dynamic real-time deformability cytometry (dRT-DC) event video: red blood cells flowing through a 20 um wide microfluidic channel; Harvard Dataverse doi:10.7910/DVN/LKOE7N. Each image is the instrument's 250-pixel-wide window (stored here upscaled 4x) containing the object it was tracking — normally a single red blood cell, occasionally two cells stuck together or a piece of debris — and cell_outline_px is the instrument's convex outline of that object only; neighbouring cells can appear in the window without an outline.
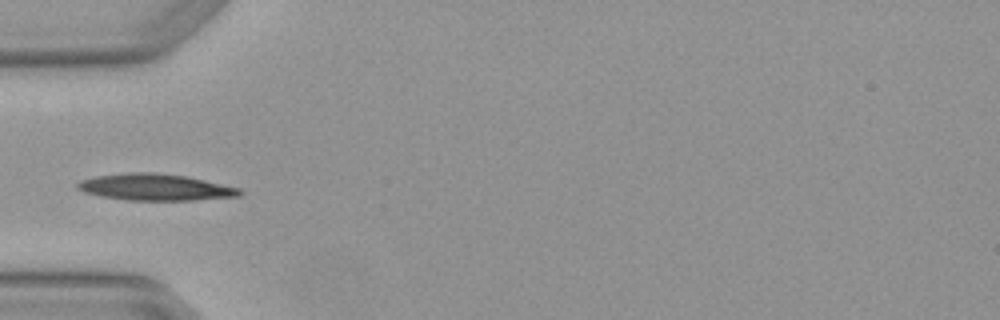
{"species": "Egyptian fruit bat (a non-hibernating species)", "species_latin": "Rousettus aegyptiacus", "temperature_condition": "warm", "stored_images_in_passage": 4, "camera_frame_rate_fps": 3000, "um_per_image_px": 0.085, "animal": {"sex": "female"}, "frame": {"image": 1, "passage_image": 3, "time_ms": 0.667, "image_size_px": [1000, 320], "cell_outline_px": [[244, 192], [240, 196], [192, 200], [128, 200], [100, 196], [84, 192], [76, 188], [76, 184], [80, 180], [96, 176], [128, 172], [156, 172], [188, 176], [240, 188]], "centroid_in_image_um": [13.2, 15.9], "position_along_channel_um": 71.8, "area_um2": 25.26}}
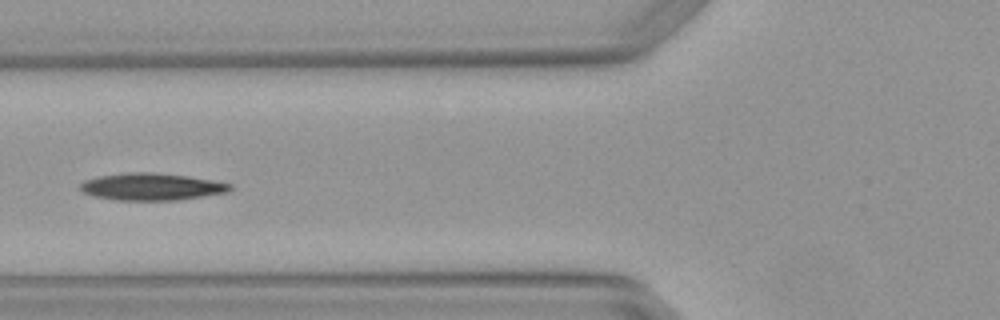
{"frame": {"image": 2, "passage_image": 4, "time_ms": 1.0, "image_size_px": [1000, 320], "cell_outline_px": [[232, 188], [228, 192], [176, 200], [116, 200], [92, 196], [84, 192], [80, 188], [80, 184], [84, 180], [100, 176], [128, 172], [152, 172], [188, 176], [212, 180], [232, 184]], "centroid_in_image_um": [12.87, 15.87], "position_along_channel_um": 112.9, "area_um2": 23.58}}